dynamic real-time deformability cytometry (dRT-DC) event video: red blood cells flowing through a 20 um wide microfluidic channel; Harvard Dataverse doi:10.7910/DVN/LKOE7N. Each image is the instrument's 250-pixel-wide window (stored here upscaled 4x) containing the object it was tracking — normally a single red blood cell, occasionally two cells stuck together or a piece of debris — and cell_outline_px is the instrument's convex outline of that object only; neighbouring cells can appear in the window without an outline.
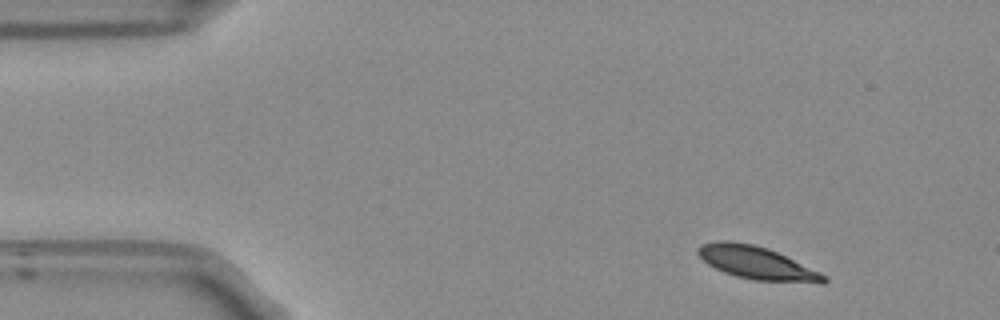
{"species": "Egyptian fruit bat (a non-hibernating species)", "species_latin": "Rousettus aegyptiacus", "temperature_condition": "room temperature", "stored_images_in_passage": 49, "camera_frame_rate_fps": 3000, "um_per_image_px": 0.085, "frame": {"image": 1, "passage_image": 1, "time_ms": 0.0, "image_size_px": [1000, 320], "cell_outline_px": [[828, 280], [824, 284], [820, 284], [752, 280], [736, 276], [724, 272], [708, 264], [696, 252], [696, 248], [700, 244], [716, 240], [728, 240], [752, 244], [768, 248], [820, 272], [828, 276]], "centroid_in_image_um": [64.34, 22.36], "position_along_channel_um": 20.7, "area_um2": 24.33}}
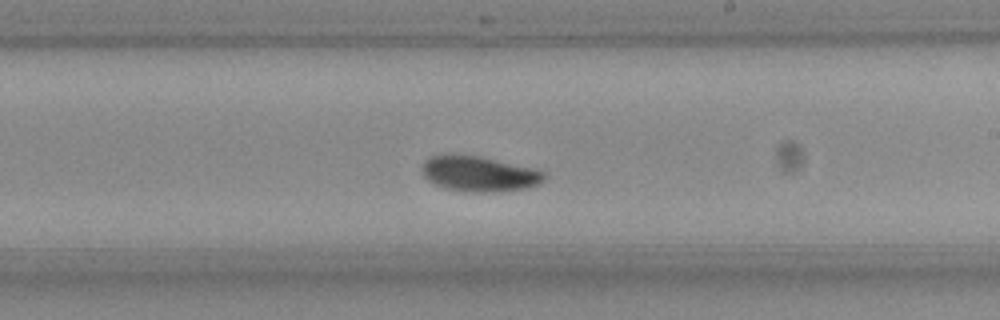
{"frame": {"image": 2, "passage_image": 26, "time_ms": 8.333, "image_size_px": [1000, 320], "cell_outline_px": [[548, 176], [540, 184], [528, 188], [496, 192], [472, 192], [444, 188], [428, 180], [424, 176], [424, 160], [432, 156], [480, 156], [536, 168], [548, 172]], "centroid_in_image_um": [40.86, 14.8], "position_along_channel_um": 248.1, "area_um2": 25.09}}
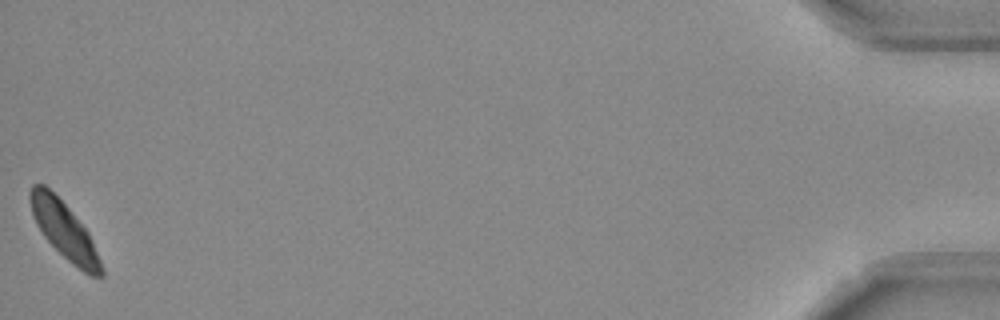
{"frame": {"image": 3, "passage_image": 49, "time_ms": 16.0, "image_size_px": [1000, 320], "cell_outline_px": [[104, 276], [88, 276], [72, 264], [44, 236], [36, 224], [32, 212], [28, 196], [28, 192], [32, 184], [44, 184], [68, 208], [88, 232], [104, 268]], "centroid_in_image_um": [5.46, 19.6], "position_along_channel_um": 429.7, "area_um2": 23.12}, "authors_computed_cell_mechanics": {"area_um2": 24.1604, "velocity_mm_per_s": 3.6857, "shape_relaxation_time_tau1_ms": 2.0556, "shape_relaxation_time_tau2_ms": null, "deformation_change_tau1": 0.0941, "deformation_change_tau2": null}}